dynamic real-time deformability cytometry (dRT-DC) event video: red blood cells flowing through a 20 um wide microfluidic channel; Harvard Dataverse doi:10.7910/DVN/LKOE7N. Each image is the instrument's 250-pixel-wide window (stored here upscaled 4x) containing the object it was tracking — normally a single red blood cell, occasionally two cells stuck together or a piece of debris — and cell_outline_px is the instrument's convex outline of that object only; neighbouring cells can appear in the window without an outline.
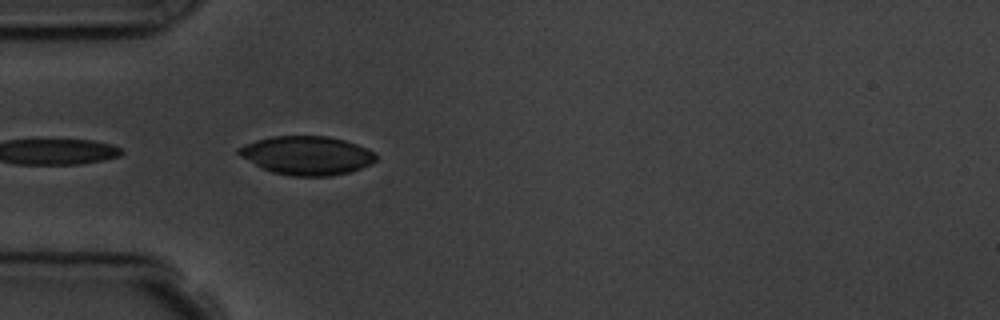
{"species": "common noctule bat (a hibernating species)", "species_latin": "Nyctalus noctula", "temperature_condition": "room temperature", "stored_images_in_passage": 5, "camera_frame_rate_fps": 3000, "um_per_image_px": 0.085, "animal": {"sex": "male", "body_mass_g": 19.5, "forearm_length_mm": 54.6}, "frame": {"image": 1, "passage_image": 5, "time_ms": 4.667, "image_size_px": [1000, 320], "cell_outline_px": [[376, 160], [372, 164], [348, 172], [332, 176], [288, 176], [272, 172], [260, 168], [240, 156], [236, 152], [236, 148], [244, 144], [256, 140], [272, 136], [328, 136], [344, 140], [356, 144], [376, 152]], "centroid_in_image_um": [26.05, 13.21], "position_along_channel_um": 58.9, "area_um2": 31.21}}